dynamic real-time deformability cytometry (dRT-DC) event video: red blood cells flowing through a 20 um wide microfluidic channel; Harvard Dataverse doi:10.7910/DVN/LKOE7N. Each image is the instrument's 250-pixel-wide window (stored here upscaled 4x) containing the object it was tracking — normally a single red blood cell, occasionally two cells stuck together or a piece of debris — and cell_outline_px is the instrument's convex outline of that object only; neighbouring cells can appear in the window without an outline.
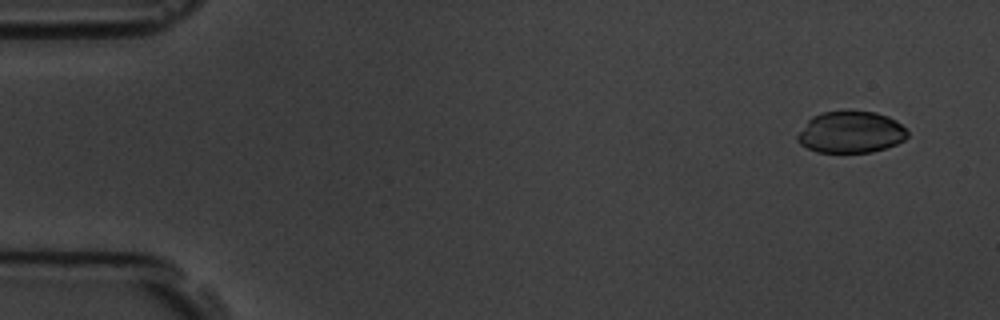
{"species": "common noctule bat (a hibernating species)", "species_latin": "Nyctalus noctula", "temperature_condition": "room temperature", "stored_images_in_passage": 5, "camera_frame_rate_fps": 3000, "um_per_image_px": 0.085, "animal": {"sex": "male", "body_mass_g": 19.5, "forearm_length_mm": 54.6}, "frame": {"image": 1, "passage_image": 1, "time_ms": 0.0, "image_size_px": [1000, 320], "cell_outline_px": [[908, 136], [904, 140], [896, 144], [872, 152], [816, 152], [800, 144], [796, 140], [796, 136], [808, 120], [812, 116], [820, 112], [848, 108], [876, 112], [888, 116], [896, 120], [908, 132]], "centroid_in_image_um": [72.3, 11.19], "position_along_channel_um": 12.7, "area_um2": 27.34}}
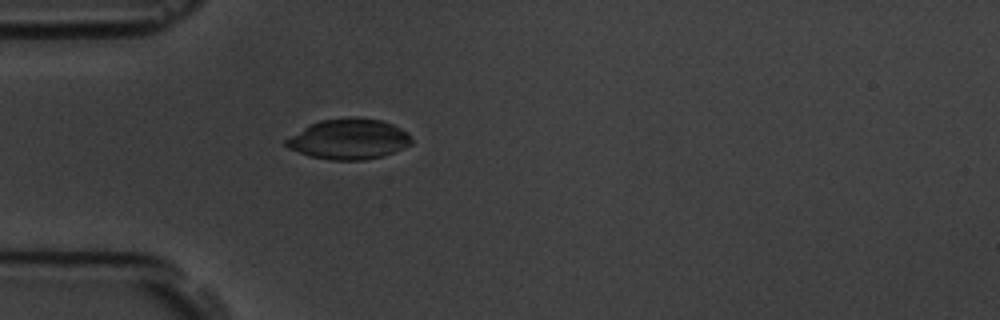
{"frame": {"image": 2, "passage_image": 5, "time_ms": 4.333, "image_size_px": [1000, 320], "cell_outline_px": [[412, 144], [404, 148], [384, 156], [364, 160], [332, 160], [308, 156], [288, 148], [284, 144], [284, 140], [308, 124], [320, 120], [348, 116], [360, 116], [380, 120], [392, 124], [408, 132], [412, 140]], "centroid_in_image_um": [29.64, 11.81], "position_along_channel_um": 55.4, "area_um2": 30.06}}